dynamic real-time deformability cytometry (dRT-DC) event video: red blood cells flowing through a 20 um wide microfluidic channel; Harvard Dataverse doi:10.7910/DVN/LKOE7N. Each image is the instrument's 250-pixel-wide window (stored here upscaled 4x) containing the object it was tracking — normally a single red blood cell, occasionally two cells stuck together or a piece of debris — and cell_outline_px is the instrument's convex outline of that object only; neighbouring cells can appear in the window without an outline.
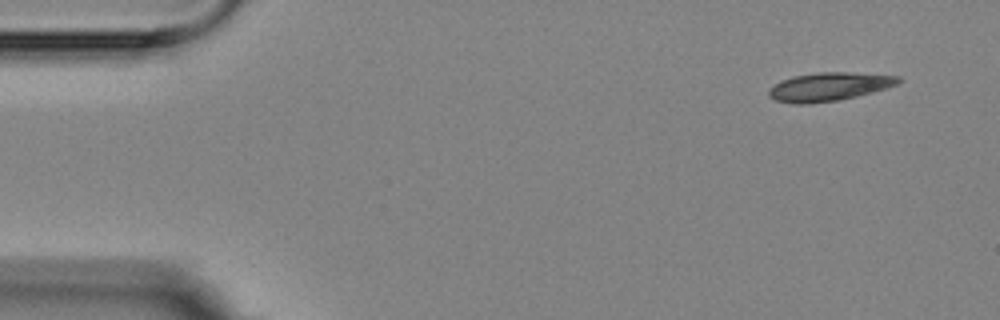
{"species": "Egyptian fruit bat (a non-hibernating species)", "species_latin": "Rousettus aegyptiacus", "temperature_condition": "room temperature", "stored_images_in_passage": 13, "camera_frame_rate_fps": 3000, "um_per_image_px": 0.085, "animal": {"sex": "female"}, "frame": {"image": 1, "passage_image": 1, "time_ms": 0.0, "image_size_px": [1000, 320], "cell_outline_px": [[904, 80], [900, 84], [888, 88], [856, 96], [836, 100], [808, 104], [796, 104], [776, 100], [768, 96], [768, 88], [780, 80], [792, 76], [816, 72], [848, 72], [900, 76]], "centroid_in_image_um": [70.48, 7.36], "position_along_channel_um": 14.5, "area_um2": 21.73}}
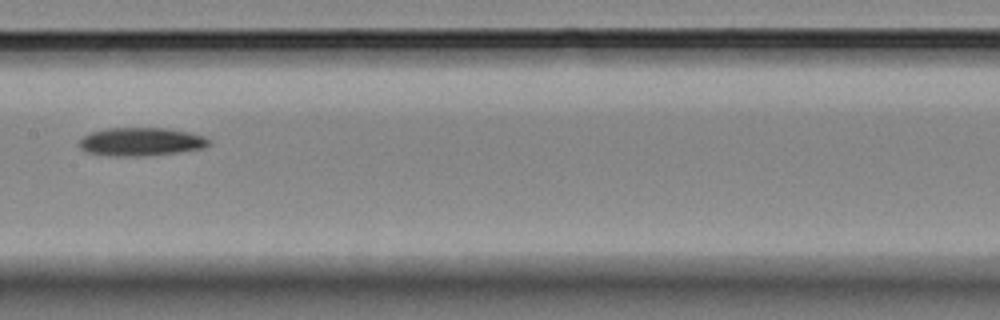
{"frame": {"image": 2, "passage_image": 8, "time_ms": 8.0, "image_size_px": [1000, 320], "cell_outline_px": [[212, 144], [204, 148], [148, 156], [108, 156], [84, 152], [80, 148], [80, 140], [84, 136], [92, 132], [108, 128], [168, 128], [188, 132], [204, 136], [212, 140]], "centroid_in_image_um": [12.01, 12.05], "position_along_channel_um": 195.4, "area_um2": 21.56}}
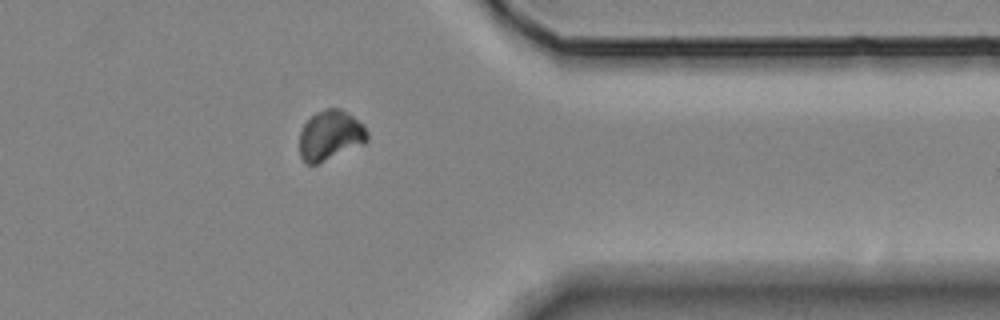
{"frame": {"image": 3, "passage_image": 13, "time_ms": 13.667, "image_size_px": [1000, 320], "cell_outline_px": [[368, 140], [364, 144], [316, 164], [304, 164], [300, 156], [300, 132], [304, 124], [316, 112], [328, 108], [340, 108], [364, 124], [368, 132]], "centroid_in_image_um": [28.08, 11.51], "position_along_channel_um": 383.3, "area_um2": 19.71}, "authors_computed_cell_mechanics": {"area_um2": 20.8658, "velocity_mm_per_s": 3.5289, "shape_relaxation_time_tau1_ms": 3.5648, "shape_relaxation_time_tau2_ms": null, "deformation_change_tau1": 0.0963, "deformation_change_tau2": null}}